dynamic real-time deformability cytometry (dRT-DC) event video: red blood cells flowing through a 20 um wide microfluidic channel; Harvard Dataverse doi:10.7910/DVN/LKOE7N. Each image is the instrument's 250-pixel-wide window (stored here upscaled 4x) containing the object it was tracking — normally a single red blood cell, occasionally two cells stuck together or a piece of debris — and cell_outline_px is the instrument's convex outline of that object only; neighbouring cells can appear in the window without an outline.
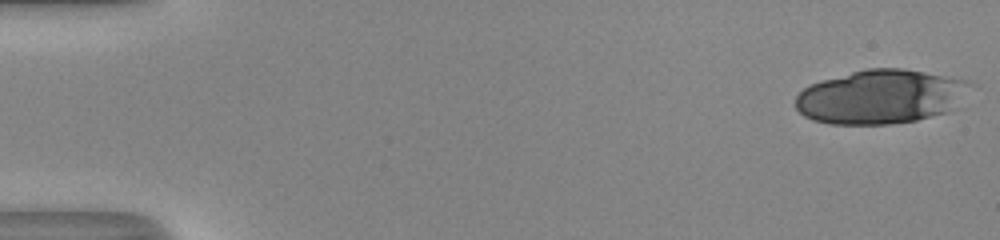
{"species": "human", "species_latin": "Homo sapiens", "temperature_condition": "room temperature", "stored_images_in_passage": 19, "camera_frame_rate_fps": 3000, "um_per_image_px": 0.085, "donor": {"sex": "male"}, "frame": {"image": 1, "passage_image": 1, "time_ms": 0.0, "image_size_px": [1000, 240], "cell_outline_px": [[980, 88], [960, 108], [948, 112], [916, 120], [888, 124], [828, 124], [812, 120], [804, 116], [796, 108], [796, 96], [808, 84], [820, 80], [868, 68], [904, 68], [968, 80], [976, 84]], "centroid_in_image_um": [75.04, 8.22], "position_along_channel_um": 10.0, "area_um2": 56.64}}